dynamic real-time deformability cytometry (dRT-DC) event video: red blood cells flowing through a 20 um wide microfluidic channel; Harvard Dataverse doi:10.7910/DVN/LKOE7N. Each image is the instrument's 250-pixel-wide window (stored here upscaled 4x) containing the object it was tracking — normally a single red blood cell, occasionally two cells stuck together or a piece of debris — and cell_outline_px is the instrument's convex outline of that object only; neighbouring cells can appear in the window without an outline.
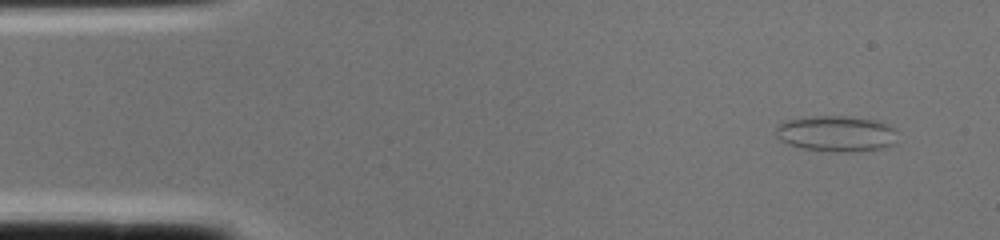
{"species": "common noctule bat (a hibernating species)", "species_latin": "Nyctalus noctula", "temperature_condition": "cold", "stored_images_in_passage": 2, "segment_of_instrument_passage": [2, 2], "camera_frame_rate_fps": 3000, "um_per_image_px": 0.085, "animal": {"sex": "female", "body_mass_g": 22.0, "forearm_length_mm": 56.7}, "frame": {"image": 1, "passage_image": 2, "time_ms": 0.333, "image_size_px": [1000, 240], "cell_outline_px": [[896, 132], [892, 144], [884, 148], [852, 152], [836, 152], [800, 148], [788, 144], [780, 140], [776, 136], [776, 124], [784, 120], [808, 116], [844, 116], [872, 120], [884, 124], [892, 128]], "centroid_in_image_um": [70.98, 11.36], "position_along_channel_um": 14.0, "area_um2": 25.37}}